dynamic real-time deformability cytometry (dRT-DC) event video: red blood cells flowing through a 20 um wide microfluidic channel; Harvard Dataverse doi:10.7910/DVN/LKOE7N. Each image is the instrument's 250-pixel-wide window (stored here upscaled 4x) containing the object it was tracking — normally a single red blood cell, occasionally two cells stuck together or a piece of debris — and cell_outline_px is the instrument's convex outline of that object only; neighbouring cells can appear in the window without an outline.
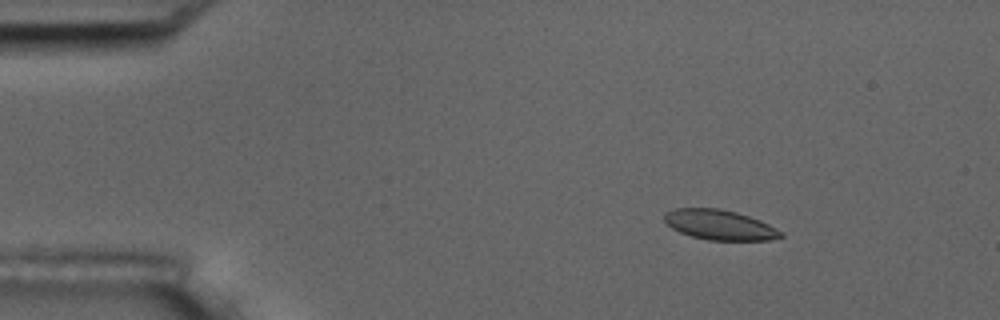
{"species": "common noctule bat (a hibernating species)", "species_latin": "Nyctalus noctula", "temperature_condition": "room temperature", "stored_images_in_passage": 11, "camera_frame_rate_fps": 3000, "um_per_image_px": 0.085, "animal": {"sex": "male", "body_mass_g": 17.5, "forearm_length_mm": 52.3}, "frame": {"image": 1, "passage_image": 2, "time_ms": 2.0, "image_size_px": [1000, 320], "cell_outline_px": [[784, 236], [768, 240], [708, 240], [692, 236], [680, 232], [672, 228], [664, 220], [664, 212], [676, 208], [716, 208], [736, 212], [760, 220], [784, 232]], "centroid_in_image_um": [61.17, 19.11], "position_along_channel_um": 23.8, "area_um2": 20.29}}
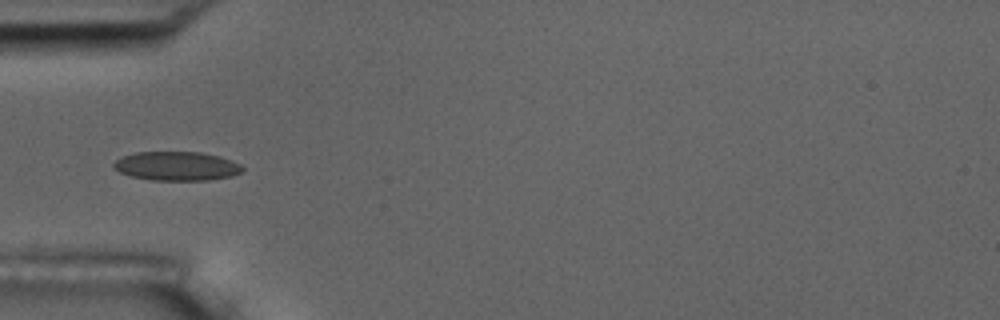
{"frame": {"image": 2, "passage_image": 5, "time_ms": 5.333, "image_size_px": [1000, 320], "cell_outline_px": [[244, 168], [240, 172], [232, 176], [208, 180], [152, 180], [132, 176], [120, 172], [112, 168], [112, 164], [116, 160], [124, 156], [136, 152], [200, 152], [220, 156], [232, 160], [240, 164]], "centroid_in_image_um": [15.02, 14.11], "position_along_channel_um": 70.0, "area_um2": 21.73}}
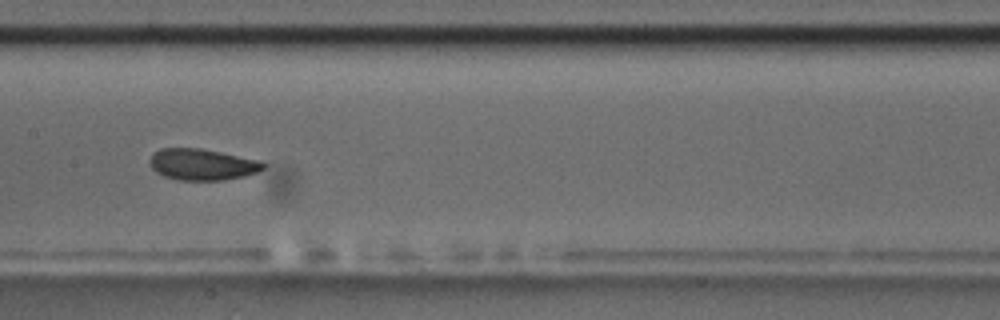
{"frame": {"image": 3, "passage_image": 8, "time_ms": 8.667, "image_size_px": [1000, 320], "cell_outline_px": [[264, 168], [256, 172], [244, 176], [224, 180], [176, 180], [164, 176], [156, 172], [152, 168], [148, 160], [152, 152], [160, 148], [200, 148], [260, 160], [264, 164]], "centroid_in_image_um": [17.13, 13.97], "position_along_channel_um": 190.3, "area_um2": 20.81}}